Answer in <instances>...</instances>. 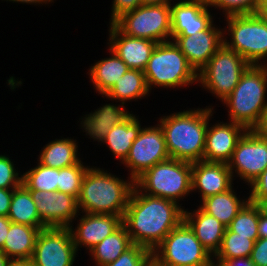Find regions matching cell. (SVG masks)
Segmentation results:
<instances>
[{
	"label": "cell",
	"instance_id": "cell-40",
	"mask_svg": "<svg viewBox=\"0 0 267 266\" xmlns=\"http://www.w3.org/2000/svg\"><path fill=\"white\" fill-rule=\"evenodd\" d=\"M256 266H267V238H258L250 255Z\"/></svg>",
	"mask_w": 267,
	"mask_h": 266
},
{
	"label": "cell",
	"instance_id": "cell-49",
	"mask_svg": "<svg viewBox=\"0 0 267 266\" xmlns=\"http://www.w3.org/2000/svg\"><path fill=\"white\" fill-rule=\"evenodd\" d=\"M171 1L172 0H142V3L143 5L166 4V3H171Z\"/></svg>",
	"mask_w": 267,
	"mask_h": 266
},
{
	"label": "cell",
	"instance_id": "cell-10",
	"mask_svg": "<svg viewBox=\"0 0 267 266\" xmlns=\"http://www.w3.org/2000/svg\"><path fill=\"white\" fill-rule=\"evenodd\" d=\"M153 257L166 266H207L214 259L184 221L153 250Z\"/></svg>",
	"mask_w": 267,
	"mask_h": 266
},
{
	"label": "cell",
	"instance_id": "cell-33",
	"mask_svg": "<svg viewBox=\"0 0 267 266\" xmlns=\"http://www.w3.org/2000/svg\"><path fill=\"white\" fill-rule=\"evenodd\" d=\"M22 184L27 189L38 191H57L58 169L40 163L23 173Z\"/></svg>",
	"mask_w": 267,
	"mask_h": 266
},
{
	"label": "cell",
	"instance_id": "cell-44",
	"mask_svg": "<svg viewBox=\"0 0 267 266\" xmlns=\"http://www.w3.org/2000/svg\"><path fill=\"white\" fill-rule=\"evenodd\" d=\"M258 234L259 238H267V216L261 214L260 210H259Z\"/></svg>",
	"mask_w": 267,
	"mask_h": 266
},
{
	"label": "cell",
	"instance_id": "cell-16",
	"mask_svg": "<svg viewBox=\"0 0 267 266\" xmlns=\"http://www.w3.org/2000/svg\"><path fill=\"white\" fill-rule=\"evenodd\" d=\"M215 26L213 22L204 31L190 36H175L172 39L197 74L223 44V29Z\"/></svg>",
	"mask_w": 267,
	"mask_h": 266
},
{
	"label": "cell",
	"instance_id": "cell-19",
	"mask_svg": "<svg viewBox=\"0 0 267 266\" xmlns=\"http://www.w3.org/2000/svg\"><path fill=\"white\" fill-rule=\"evenodd\" d=\"M108 28L109 42L107 44L109 48L123 60L129 69L144 71L158 43L123 34L113 24H110Z\"/></svg>",
	"mask_w": 267,
	"mask_h": 266
},
{
	"label": "cell",
	"instance_id": "cell-51",
	"mask_svg": "<svg viewBox=\"0 0 267 266\" xmlns=\"http://www.w3.org/2000/svg\"><path fill=\"white\" fill-rule=\"evenodd\" d=\"M146 266H166L161 264L157 259H155L153 256L150 258Z\"/></svg>",
	"mask_w": 267,
	"mask_h": 266
},
{
	"label": "cell",
	"instance_id": "cell-36",
	"mask_svg": "<svg viewBox=\"0 0 267 266\" xmlns=\"http://www.w3.org/2000/svg\"><path fill=\"white\" fill-rule=\"evenodd\" d=\"M152 256L153 251L144 246L133 244L114 262L102 266H146Z\"/></svg>",
	"mask_w": 267,
	"mask_h": 266
},
{
	"label": "cell",
	"instance_id": "cell-21",
	"mask_svg": "<svg viewBox=\"0 0 267 266\" xmlns=\"http://www.w3.org/2000/svg\"><path fill=\"white\" fill-rule=\"evenodd\" d=\"M93 111L80 118L82 120L80 127L86 135L90 136L88 138L101 144L112 127L122 123L132 114V111L130 113L126 110L123 103L105 104Z\"/></svg>",
	"mask_w": 267,
	"mask_h": 266
},
{
	"label": "cell",
	"instance_id": "cell-38",
	"mask_svg": "<svg viewBox=\"0 0 267 266\" xmlns=\"http://www.w3.org/2000/svg\"><path fill=\"white\" fill-rule=\"evenodd\" d=\"M249 201L257 203L260 199L267 197V168L249 185Z\"/></svg>",
	"mask_w": 267,
	"mask_h": 266
},
{
	"label": "cell",
	"instance_id": "cell-43",
	"mask_svg": "<svg viewBox=\"0 0 267 266\" xmlns=\"http://www.w3.org/2000/svg\"><path fill=\"white\" fill-rule=\"evenodd\" d=\"M223 266H256L250 257H238L227 259L222 263Z\"/></svg>",
	"mask_w": 267,
	"mask_h": 266
},
{
	"label": "cell",
	"instance_id": "cell-50",
	"mask_svg": "<svg viewBox=\"0 0 267 266\" xmlns=\"http://www.w3.org/2000/svg\"><path fill=\"white\" fill-rule=\"evenodd\" d=\"M9 258L0 250V266H6Z\"/></svg>",
	"mask_w": 267,
	"mask_h": 266
},
{
	"label": "cell",
	"instance_id": "cell-45",
	"mask_svg": "<svg viewBox=\"0 0 267 266\" xmlns=\"http://www.w3.org/2000/svg\"><path fill=\"white\" fill-rule=\"evenodd\" d=\"M6 266H34L32 259L27 258H10Z\"/></svg>",
	"mask_w": 267,
	"mask_h": 266
},
{
	"label": "cell",
	"instance_id": "cell-4",
	"mask_svg": "<svg viewBox=\"0 0 267 266\" xmlns=\"http://www.w3.org/2000/svg\"><path fill=\"white\" fill-rule=\"evenodd\" d=\"M222 103L228 108L230 122L259 130L267 112V65H250Z\"/></svg>",
	"mask_w": 267,
	"mask_h": 266
},
{
	"label": "cell",
	"instance_id": "cell-52",
	"mask_svg": "<svg viewBox=\"0 0 267 266\" xmlns=\"http://www.w3.org/2000/svg\"><path fill=\"white\" fill-rule=\"evenodd\" d=\"M261 132L267 134V112H266V116H265V119L263 121V124L262 126L260 127L259 129Z\"/></svg>",
	"mask_w": 267,
	"mask_h": 266
},
{
	"label": "cell",
	"instance_id": "cell-14",
	"mask_svg": "<svg viewBox=\"0 0 267 266\" xmlns=\"http://www.w3.org/2000/svg\"><path fill=\"white\" fill-rule=\"evenodd\" d=\"M28 190L35 202L40 220L46 227L68 228L74 219L81 215L78 199L70 194Z\"/></svg>",
	"mask_w": 267,
	"mask_h": 266
},
{
	"label": "cell",
	"instance_id": "cell-39",
	"mask_svg": "<svg viewBox=\"0 0 267 266\" xmlns=\"http://www.w3.org/2000/svg\"><path fill=\"white\" fill-rule=\"evenodd\" d=\"M140 5H143L142 0H113L109 24H112L124 13L135 10Z\"/></svg>",
	"mask_w": 267,
	"mask_h": 266
},
{
	"label": "cell",
	"instance_id": "cell-17",
	"mask_svg": "<svg viewBox=\"0 0 267 266\" xmlns=\"http://www.w3.org/2000/svg\"><path fill=\"white\" fill-rule=\"evenodd\" d=\"M78 218L74 219L79 221L75 228L74 223L68 227L77 251L82 247L90 251L123 224L122 217L112 214L82 213Z\"/></svg>",
	"mask_w": 267,
	"mask_h": 266
},
{
	"label": "cell",
	"instance_id": "cell-15",
	"mask_svg": "<svg viewBox=\"0 0 267 266\" xmlns=\"http://www.w3.org/2000/svg\"><path fill=\"white\" fill-rule=\"evenodd\" d=\"M170 3L171 40L206 30L214 21L208 0H179ZM172 5V6H171Z\"/></svg>",
	"mask_w": 267,
	"mask_h": 266
},
{
	"label": "cell",
	"instance_id": "cell-6",
	"mask_svg": "<svg viewBox=\"0 0 267 266\" xmlns=\"http://www.w3.org/2000/svg\"><path fill=\"white\" fill-rule=\"evenodd\" d=\"M144 74L150 92L156 86L178 89L198 83V74L172 40L156 45Z\"/></svg>",
	"mask_w": 267,
	"mask_h": 266
},
{
	"label": "cell",
	"instance_id": "cell-22",
	"mask_svg": "<svg viewBox=\"0 0 267 266\" xmlns=\"http://www.w3.org/2000/svg\"><path fill=\"white\" fill-rule=\"evenodd\" d=\"M192 211L184 209V222L194 232L201 244L214 256L220 249L226 227L199 206L197 210Z\"/></svg>",
	"mask_w": 267,
	"mask_h": 266
},
{
	"label": "cell",
	"instance_id": "cell-47",
	"mask_svg": "<svg viewBox=\"0 0 267 266\" xmlns=\"http://www.w3.org/2000/svg\"><path fill=\"white\" fill-rule=\"evenodd\" d=\"M3 1V0H2ZM4 1H10V2H16V3H22V4H32V5H36L37 6V4L38 5H43L44 3H45V5L46 4H50V3H54V0H4Z\"/></svg>",
	"mask_w": 267,
	"mask_h": 266
},
{
	"label": "cell",
	"instance_id": "cell-11",
	"mask_svg": "<svg viewBox=\"0 0 267 266\" xmlns=\"http://www.w3.org/2000/svg\"><path fill=\"white\" fill-rule=\"evenodd\" d=\"M227 165L233 179L240 177L249 187L267 168V134L260 130H247L238 140Z\"/></svg>",
	"mask_w": 267,
	"mask_h": 266
},
{
	"label": "cell",
	"instance_id": "cell-41",
	"mask_svg": "<svg viewBox=\"0 0 267 266\" xmlns=\"http://www.w3.org/2000/svg\"><path fill=\"white\" fill-rule=\"evenodd\" d=\"M13 191L0 188V216H8Z\"/></svg>",
	"mask_w": 267,
	"mask_h": 266
},
{
	"label": "cell",
	"instance_id": "cell-12",
	"mask_svg": "<svg viewBox=\"0 0 267 266\" xmlns=\"http://www.w3.org/2000/svg\"><path fill=\"white\" fill-rule=\"evenodd\" d=\"M169 158L163 130L156 124L142 127L122 164H125L130 172L129 177L135 181L149 168Z\"/></svg>",
	"mask_w": 267,
	"mask_h": 266
},
{
	"label": "cell",
	"instance_id": "cell-26",
	"mask_svg": "<svg viewBox=\"0 0 267 266\" xmlns=\"http://www.w3.org/2000/svg\"><path fill=\"white\" fill-rule=\"evenodd\" d=\"M72 138L55 139L47 143L40 151L38 163L56 169L67 168L81 161L78 142Z\"/></svg>",
	"mask_w": 267,
	"mask_h": 266
},
{
	"label": "cell",
	"instance_id": "cell-48",
	"mask_svg": "<svg viewBox=\"0 0 267 266\" xmlns=\"http://www.w3.org/2000/svg\"><path fill=\"white\" fill-rule=\"evenodd\" d=\"M256 205L258 206L260 213L267 216V197L260 199Z\"/></svg>",
	"mask_w": 267,
	"mask_h": 266
},
{
	"label": "cell",
	"instance_id": "cell-13",
	"mask_svg": "<svg viewBox=\"0 0 267 266\" xmlns=\"http://www.w3.org/2000/svg\"><path fill=\"white\" fill-rule=\"evenodd\" d=\"M78 251L69 228L47 227L37 235L34 266H73Z\"/></svg>",
	"mask_w": 267,
	"mask_h": 266
},
{
	"label": "cell",
	"instance_id": "cell-8",
	"mask_svg": "<svg viewBox=\"0 0 267 266\" xmlns=\"http://www.w3.org/2000/svg\"><path fill=\"white\" fill-rule=\"evenodd\" d=\"M249 66L239 53L223 43L198 73L199 86L210 91L209 93L222 102L231 94Z\"/></svg>",
	"mask_w": 267,
	"mask_h": 266
},
{
	"label": "cell",
	"instance_id": "cell-27",
	"mask_svg": "<svg viewBox=\"0 0 267 266\" xmlns=\"http://www.w3.org/2000/svg\"><path fill=\"white\" fill-rule=\"evenodd\" d=\"M24 224L10 223L4 246L0 249L10 258H27L33 256L37 235L41 229Z\"/></svg>",
	"mask_w": 267,
	"mask_h": 266
},
{
	"label": "cell",
	"instance_id": "cell-53",
	"mask_svg": "<svg viewBox=\"0 0 267 266\" xmlns=\"http://www.w3.org/2000/svg\"><path fill=\"white\" fill-rule=\"evenodd\" d=\"M207 266H223L222 264L216 263L215 261H212L210 264Z\"/></svg>",
	"mask_w": 267,
	"mask_h": 266
},
{
	"label": "cell",
	"instance_id": "cell-18",
	"mask_svg": "<svg viewBox=\"0 0 267 266\" xmlns=\"http://www.w3.org/2000/svg\"><path fill=\"white\" fill-rule=\"evenodd\" d=\"M247 130L234 122H215L207 127L203 161L227 164L238 140Z\"/></svg>",
	"mask_w": 267,
	"mask_h": 266
},
{
	"label": "cell",
	"instance_id": "cell-25",
	"mask_svg": "<svg viewBox=\"0 0 267 266\" xmlns=\"http://www.w3.org/2000/svg\"><path fill=\"white\" fill-rule=\"evenodd\" d=\"M232 186L229 190L206 197L200 200V208L214 216L219 220L226 228L230 225L231 221L236 217L238 212L249 201V197L245 199L239 198L236 191Z\"/></svg>",
	"mask_w": 267,
	"mask_h": 266
},
{
	"label": "cell",
	"instance_id": "cell-31",
	"mask_svg": "<svg viewBox=\"0 0 267 266\" xmlns=\"http://www.w3.org/2000/svg\"><path fill=\"white\" fill-rule=\"evenodd\" d=\"M255 241L250 236H235V232L225 229L220 249L213 256V261L222 264L227 259L250 257Z\"/></svg>",
	"mask_w": 267,
	"mask_h": 266
},
{
	"label": "cell",
	"instance_id": "cell-24",
	"mask_svg": "<svg viewBox=\"0 0 267 266\" xmlns=\"http://www.w3.org/2000/svg\"><path fill=\"white\" fill-rule=\"evenodd\" d=\"M142 126L138 116L133 113L122 123L112 127L103 140L110 152L122 163L129 154L133 141L138 137Z\"/></svg>",
	"mask_w": 267,
	"mask_h": 266
},
{
	"label": "cell",
	"instance_id": "cell-28",
	"mask_svg": "<svg viewBox=\"0 0 267 266\" xmlns=\"http://www.w3.org/2000/svg\"><path fill=\"white\" fill-rule=\"evenodd\" d=\"M150 94L147 86L144 71L128 69L127 72L119 78L107 94H102L110 101L123 103L127 101H138Z\"/></svg>",
	"mask_w": 267,
	"mask_h": 266
},
{
	"label": "cell",
	"instance_id": "cell-42",
	"mask_svg": "<svg viewBox=\"0 0 267 266\" xmlns=\"http://www.w3.org/2000/svg\"><path fill=\"white\" fill-rule=\"evenodd\" d=\"M10 223L11 221L7 216H0V249L4 246Z\"/></svg>",
	"mask_w": 267,
	"mask_h": 266
},
{
	"label": "cell",
	"instance_id": "cell-23",
	"mask_svg": "<svg viewBox=\"0 0 267 266\" xmlns=\"http://www.w3.org/2000/svg\"><path fill=\"white\" fill-rule=\"evenodd\" d=\"M109 57L102 58L89 68L88 75L98 94H107L116 81L123 76L129 67L109 48Z\"/></svg>",
	"mask_w": 267,
	"mask_h": 266
},
{
	"label": "cell",
	"instance_id": "cell-9",
	"mask_svg": "<svg viewBox=\"0 0 267 266\" xmlns=\"http://www.w3.org/2000/svg\"><path fill=\"white\" fill-rule=\"evenodd\" d=\"M121 33L157 43L171 41L170 3L140 5L112 23Z\"/></svg>",
	"mask_w": 267,
	"mask_h": 266
},
{
	"label": "cell",
	"instance_id": "cell-1",
	"mask_svg": "<svg viewBox=\"0 0 267 266\" xmlns=\"http://www.w3.org/2000/svg\"><path fill=\"white\" fill-rule=\"evenodd\" d=\"M181 205L142 193L134 186L123 217L132 243L153 251L184 221V207Z\"/></svg>",
	"mask_w": 267,
	"mask_h": 266
},
{
	"label": "cell",
	"instance_id": "cell-7",
	"mask_svg": "<svg viewBox=\"0 0 267 266\" xmlns=\"http://www.w3.org/2000/svg\"><path fill=\"white\" fill-rule=\"evenodd\" d=\"M225 18L228 25L222 28L223 43L250 65H267V21L256 13ZM226 35L231 37L230 40Z\"/></svg>",
	"mask_w": 267,
	"mask_h": 266
},
{
	"label": "cell",
	"instance_id": "cell-34",
	"mask_svg": "<svg viewBox=\"0 0 267 266\" xmlns=\"http://www.w3.org/2000/svg\"><path fill=\"white\" fill-rule=\"evenodd\" d=\"M90 165H84V162L58 169L57 191L70 194L79 198L83 176Z\"/></svg>",
	"mask_w": 267,
	"mask_h": 266
},
{
	"label": "cell",
	"instance_id": "cell-2",
	"mask_svg": "<svg viewBox=\"0 0 267 266\" xmlns=\"http://www.w3.org/2000/svg\"><path fill=\"white\" fill-rule=\"evenodd\" d=\"M214 108H194L159 118L170 158L187 162L203 160L208 123Z\"/></svg>",
	"mask_w": 267,
	"mask_h": 266
},
{
	"label": "cell",
	"instance_id": "cell-32",
	"mask_svg": "<svg viewBox=\"0 0 267 266\" xmlns=\"http://www.w3.org/2000/svg\"><path fill=\"white\" fill-rule=\"evenodd\" d=\"M258 222L259 208L248 201L227 228L235 232V236H250V239L256 241L259 238Z\"/></svg>",
	"mask_w": 267,
	"mask_h": 266
},
{
	"label": "cell",
	"instance_id": "cell-46",
	"mask_svg": "<svg viewBox=\"0 0 267 266\" xmlns=\"http://www.w3.org/2000/svg\"><path fill=\"white\" fill-rule=\"evenodd\" d=\"M256 14L267 21V0H259Z\"/></svg>",
	"mask_w": 267,
	"mask_h": 266
},
{
	"label": "cell",
	"instance_id": "cell-35",
	"mask_svg": "<svg viewBox=\"0 0 267 266\" xmlns=\"http://www.w3.org/2000/svg\"><path fill=\"white\" fill-rule=\"evenodd\" d=\"M208 4L214 9L223 10L222 12L226 17L256 13L259 0H208Z\"/></svg>",
	"mask_w": 267,
	"mask_h": 266
},
{
	"label": "cell",
	"instance_id": "cell-30",
	"mask_svg": "<svg viewBox=\"0 0 267 266\" xmlns=\"http://www.w3.org/2000/svg\"><path fill=\"white\" fill-rule=\"evenodd\" d=\"M7 217L12 223L33 227H46L40 220L30 191L23 184L15 188L13 191Z\"/></svg>",
	"mask_w": 267,
	"mask_h": 266
},
{
	"label": "cell",
	"instance_id": "cell-37",
	"mask_svg": "<svg viewBox=\"0 0 267 266\" xmlns=\"http://www.w3.org/2000/svg\"><path fill=\"white\" fill-rule=\"evenodd\" d=\"M10 158L9 155L0 154V188L2 189H15L22 184L23 174L15 169L16 164Z\"/></svg>",
	"mask_w": 267,
	"mask_h": 266
},
{
	"label": "cell",
	"instance_id": "cell-29",
	"mask_svg": "<svg viewBox=\"0 0 267 266\" xmlns=\"http://www.w3.org/2000/svg\"><path fill=\"white\" fill-rule=\"evenodd\" d=\"M133 245L127 228L122 224L115 232L108 235L88 253L95 266L114 262L123 252Z\"/></svg>",
	"mask_w": 267,
	"mask_h": 266
},
{
	"label": "cell",
	"instance_id": "cell-3",
	"mask_svg": "<svg viewBox=\"0 0 267 266\" xmlns=\"http://www.w3.org/2000/svg\"><path fill=\"white\" fill-rule=\"evenodd\" d=\"M93 167L87 169L82 179L78 198L80 213L112 214L123 218L134 181L129 176L123 180L103 168Z\"/></svg>",
	"mask_w": 267,
	"mask_h": 266
},
{
	"label": "cell",
	"instance_id": "cell-5",
	"mask_svg": "<svg viewBox=\"0 0 267 266\" xmlns=\"http://www.w3.org/2000/svg\"><path fill=\"white\" fill-rule=\"evenodd\" d=\"M192 163L169 158L155 164L134 181L147 195L169 199L179 204L192 193Z\"/></svg>",
	"mask_w": 267,
	"mask_h": 266
},
{
	"label": "cell",
	"instance_id": "cell-20",
	"mask_svg": "<svg viewBox=\"0 0 267 266\" xmlns=\"http://www.w3.org/2000/svg\"><path fill=\"white\" fill-rule=\"evenodd\" d=\"M233 181L231 171L225 163L203 160L192 163V192L201 194V200L229 190L234 185Z\"/></svg>",
	"mask_w": 267,
	"mask_h": 266
}]
</instances>
